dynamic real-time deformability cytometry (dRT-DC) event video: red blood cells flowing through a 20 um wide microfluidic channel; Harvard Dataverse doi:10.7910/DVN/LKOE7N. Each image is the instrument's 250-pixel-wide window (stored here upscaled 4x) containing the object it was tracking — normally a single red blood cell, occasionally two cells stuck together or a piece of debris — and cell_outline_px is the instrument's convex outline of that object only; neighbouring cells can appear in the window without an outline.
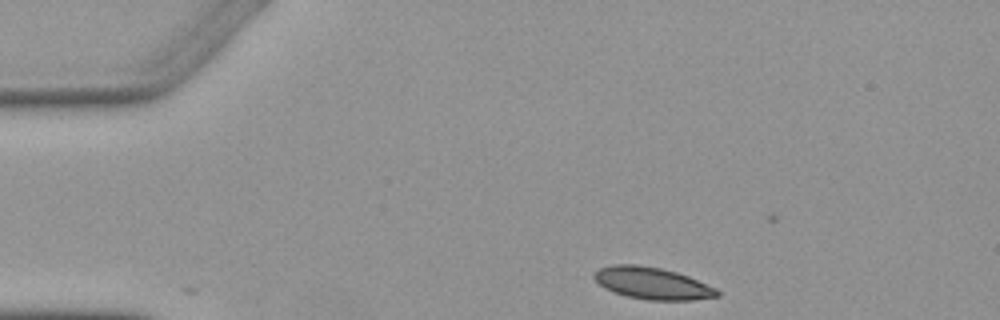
{"species": "Egyptian fruit bat (a non-hibernating species)", "species_latin": "Rousettus aegyptiacus", "temperature_condition": "warm", "stored_images_in_passage": 2, "camera_frame_rate_fps": 3000, "um_per_image_px": 0.085, "animal": {"sex": "female"}, "frame": {"image": 1, "passage_image": 1, "time_ms": 0.0, "image_size_px": [1000, 320], "cell_outline_px": [[720, 296], [692, 300], [648, 300], [628, 296], [604, 288], [592, 276], [600, 268], [612, 264], [636, 264], [660, 268], [676, 272], [688, 276], [716, 288], [720, 292]], "centroid_in_image_um": [55.46, 24.07], "position_along_channel_um": 29.5, "area_um2": 22.72}}